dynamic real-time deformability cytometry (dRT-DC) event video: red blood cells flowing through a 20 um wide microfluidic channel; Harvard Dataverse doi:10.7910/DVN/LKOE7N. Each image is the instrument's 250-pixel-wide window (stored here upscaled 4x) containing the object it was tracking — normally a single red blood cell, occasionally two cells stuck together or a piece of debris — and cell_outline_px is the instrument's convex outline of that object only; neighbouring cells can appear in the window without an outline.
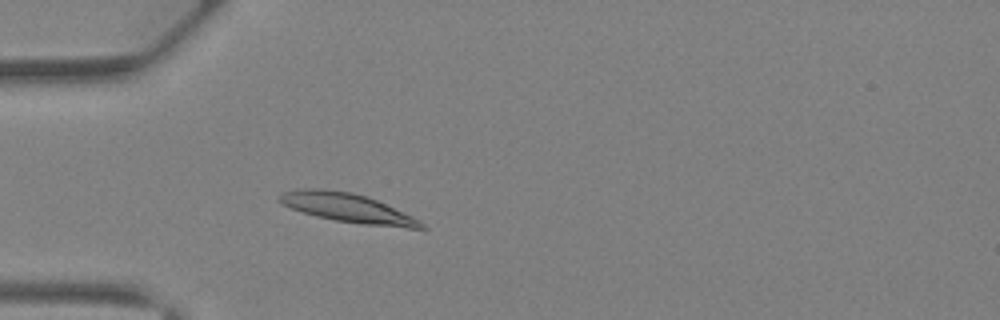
{"species": "Egyptian fruit bat (a non-hibernating species)", "species_latin": "Rousettus aegyptiacus", "temperature_condition": "warm", "stored_images_in_passage": 35, "camera_frame_rate_fps": 3000, "um_per_image_px": 0.085, "animal": {"sex": "female"}, "frame": {"image": 1, "passage_image": 6, "time_ms": 1.667, "image_size_px": [1000, 320], "cell_outline_px": [[428, 228], [408, 228], [364, 224], [336, 220], [316, 216], [292, 208], [276, 200], [276, 196], [284, 192], [300, 188], [324, 188], [352, 192], [368, 196], [412, 216], [420, 220]], "centroid_in_image_um": [29.52, 17.65], "position_along_channel_um": 55.5, "area_um2": 23.87}}
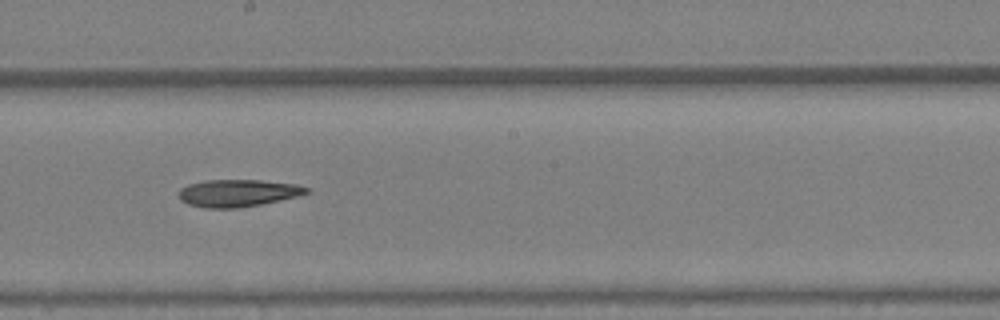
{"frame": {"image": 2, "passage_image": 17, "time_ms": 5.333, "image_size_px": [1000, 320], "cell_outline_px": [[312, 192], [296, 196], [260, 204], [236, 208], [204, 208], [188, 204], [180, 200], [180, 188], [188, 184], [204, 180], [260, 180], [296, 184], [312, 188]], "centroid_in_image_um": [20.23, 16.4], "position_along_channel_um": 228.0, "area_um2": 20.29}}
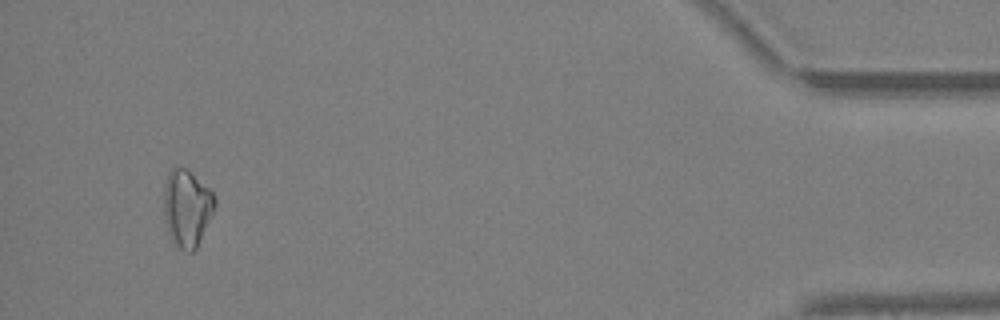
{"frame": {"image": 3, "passage_image": 33, "time_ms": 10.667, "image_size_px": [1000, 320], "cell_outline_px": [[216, 204], [200, 240], [196, 248], [192, 252], [188, 252], [180, 248], [172, 240], [168, 232], [164, 216], [164, 188], [168, 172], [172, 168], [184, 168], [208, 188], [216, 196]], "centroid_in_image_um": [15.88, 17.69], "position_along_channel_um": 419.3, "area_um2": 22.43}}